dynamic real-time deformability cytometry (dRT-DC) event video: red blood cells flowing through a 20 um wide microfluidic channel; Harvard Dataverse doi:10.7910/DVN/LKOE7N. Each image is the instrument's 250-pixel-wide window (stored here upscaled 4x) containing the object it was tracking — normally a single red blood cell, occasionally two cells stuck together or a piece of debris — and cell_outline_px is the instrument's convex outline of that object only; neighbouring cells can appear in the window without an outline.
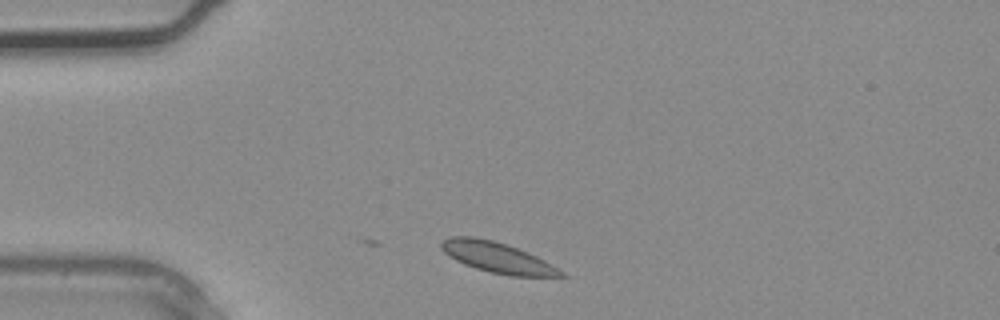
{"species": "common noctule bat (a hibernating species)", "species_latin": "Nyctalus noctula", "temperature_condition": "warm", "stored_images_in_passage": 3, "segment_of_instrument_passage": [1, 2], "camera_frame_rate_fps": 3000, "um_per_image_px": 0.085, "animal": {"sex": "male", "body_mass_g": 20.4}, "frame": {"image": 1, "passage_image": 1, "time_ms": 0.0, "image_size_px": [1000, 320], "cell_outline_px": [[568, 276], [508, 276], [476, 268], [464, 264], [456, 260], [444, 252], [440, 248], [440, 240], [452, 236], [472, 236], [492, 240], [508, 244], [528, 252], [544, 260], [564, 272]], "centroid_in_image_um": [42.25, 21.87], "position_along_channel_um": 42.8, "area_um2": 21.27}}
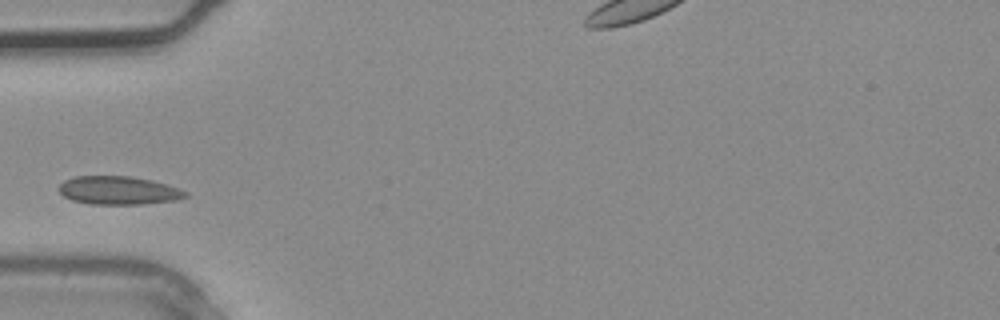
{"frame": {"image": 2, "passage_image": 2, "time_ms": 0.333, "image_size_px": [1000, 320], "cell_outline_px": [[188, 196], [176, 200], [144, 204], [88, 204], [72, 200], [64, 196], [60, 192], [60, 184], [64, 180], [76, 176], [132, 176], [152, 180], [188, 192]], "centroid_in_image_um": [10.07, 16.19], "position_along_channel_um": 74.9, "area_um2": 20.81}}